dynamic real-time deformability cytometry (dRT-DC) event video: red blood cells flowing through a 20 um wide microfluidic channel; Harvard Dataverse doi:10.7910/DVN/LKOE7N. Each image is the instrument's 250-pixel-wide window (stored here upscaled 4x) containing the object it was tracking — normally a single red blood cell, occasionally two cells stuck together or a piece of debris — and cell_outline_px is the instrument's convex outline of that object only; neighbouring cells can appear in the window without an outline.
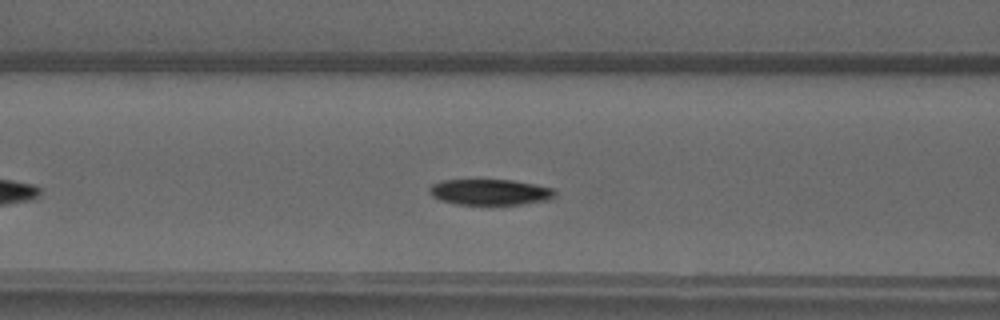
{"species": "common noctule bat (a hibernating species)", "species_latin": "Nyctalus noctula", "temperature_condition": "warm", "stored_images_in_passage": 39, "camera_frame_rate_fps": 3000, "um_per_image_px": 0.085, "animal": {"sex": "male", "forearm_length_mm": 52.5}, "frame": {"image": 1, "passage_image": 10, "time_ms": 3.0, "image_size_px": [1000, 320], "cell_outline_px": [[556, 196], [548, 200], [524, 204], [456, 204], [440, 200], [432, 196], [428, 192], [428, 188], [432, 184], [444, 180], [512, 180], [536, 184], [552, 188], [556, 192]], "centroid_in_image_um": [41.66, 16.32], "position_along_channel_um": 124.9, "area_um2": 18.96}}
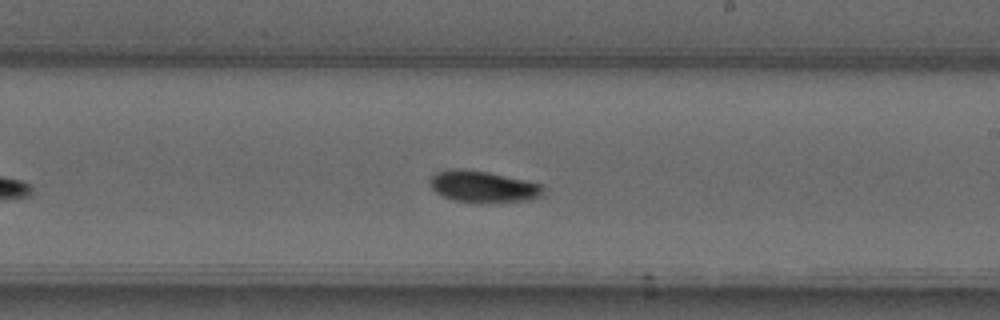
{"frame": {"image": 2, "passage_image": 19, "time_ms": 6.0, "image_size_px": [1000, 320], "cell_outline_px": [[544, 196], [528, 200], [476, 204], [452, 200], [436, 192], [428, 184], [428, 180], [436, 172], [448, 168], [460, 168], [488, 172], [524, 180], [540, 184], [544, 188]], "centroid_in_image_um": [41.03, 15.88], "position_along_channel_um": 248.0, "area_um2": 21.27}}
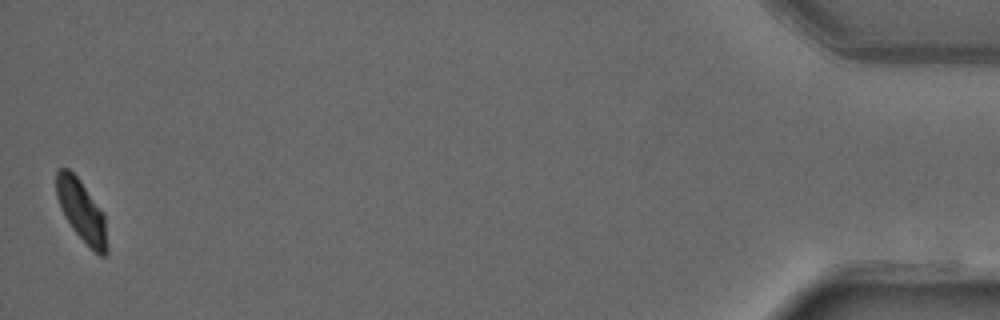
{"frame": {"image": 3, "passage_image": 39, "time_ms": 12.667, "image_size_px": [1000, 320], "cell_outline_px": [[108, 252], [104, 256], [100, 256], [72, 228], [64, 216], [60, 208], [56, 196], [56, 172], [60, 168], [68, 168], [80, 180], [104, 212], [108, 248]], "centroid_in_image_um": [6.94, 17.91], "position_along_channel_um": 428.3, "area_um2": 18.15}}